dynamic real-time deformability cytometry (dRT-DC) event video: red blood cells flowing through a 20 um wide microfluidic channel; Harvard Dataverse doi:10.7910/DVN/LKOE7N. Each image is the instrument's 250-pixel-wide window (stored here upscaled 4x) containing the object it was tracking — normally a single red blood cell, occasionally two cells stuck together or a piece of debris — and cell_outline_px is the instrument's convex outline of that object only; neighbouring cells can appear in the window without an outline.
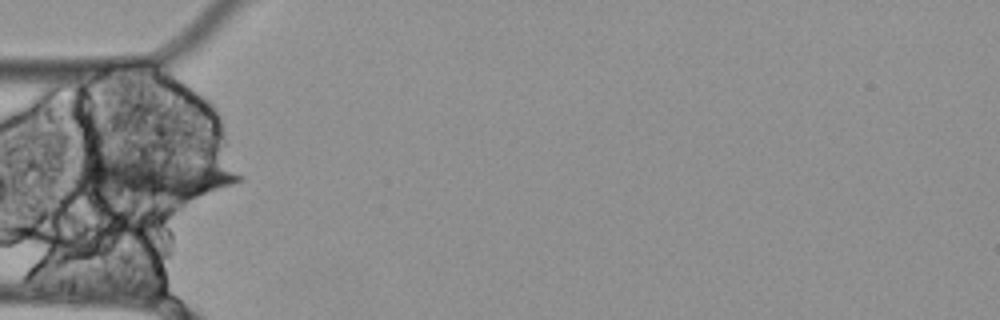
{"species": "Egyptian fruit bat (a non-hibernating species)", "species_latin": "Rousettus aegyptiacus", "temperature_condition": "cold", "stored_images_in_passage": 40, "segment_of_instrument_passage": [1, 2], "camera_frame_rate_fps": 3000, "um_per_image_px": 0.085, "animal": {"sex": "female"}, "frame": {"image": 1, "passage_image": 1, "time_ms": 0.0, "image_size_px": [1000, 320], "cell_outline_px": [[244, 180], [184, 200], [176, 200], [96, 196], [76, 180], [72, 176], [72, 168], [80, 164], [104, 156], [188, 156], [244, 176]], "centroid_in_image_um": [12.94, 15.05], "position_along_channel_um": 72.1, "area_um2": 41.5}}